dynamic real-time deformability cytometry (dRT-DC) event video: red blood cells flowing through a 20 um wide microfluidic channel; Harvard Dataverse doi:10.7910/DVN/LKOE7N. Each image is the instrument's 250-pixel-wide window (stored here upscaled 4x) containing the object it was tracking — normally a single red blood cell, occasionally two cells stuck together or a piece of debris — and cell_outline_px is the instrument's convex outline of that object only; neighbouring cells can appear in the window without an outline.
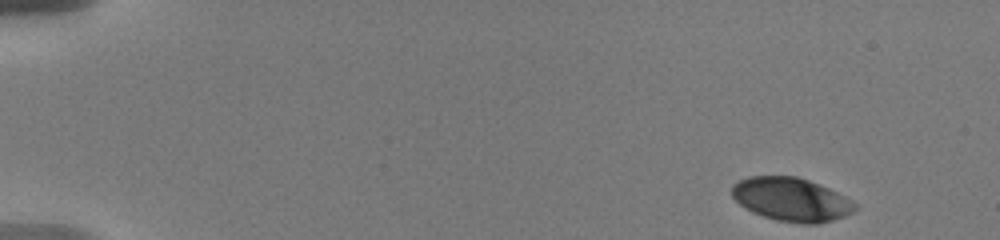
{"species": "human", "species_latin": "Homo sapiens", "temperature_condition": "warm", "stored_images_in_passage": 18, "camera_frame_rate_fps": 3000, "um_per_image_px": 0.085, "donor": {"sex": "male"}, "frame": {"image": 1, "passage_image": 1, "time_ms": 0.0, "image_size_px": [1000, 240], "cell_outline_px": [[860, 208], [844, 216], [832, 220], [816, 224], [804, 224], [776, 220], [752, 212], [740, 204], [732, 196], [732, 184], [748, 176], [796, 176], [820, 184], [860, 204]], "centroid_in_image_um": [67.29, 16.95], "position_along_channel_um": 17.7, "area_um2": 31.33}}
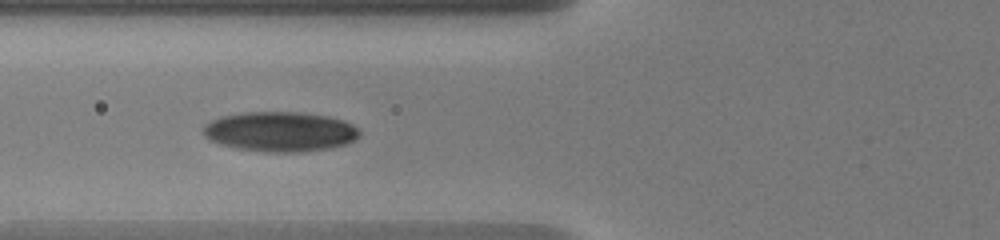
{"frame": {"image": 2, "passage_image": 13, "time_ms": 6.0, "image_size_px": [1000, 240], "cell_outline_px": [[360, 136], [344, 144], [332, 148], [300, 152], [272, 152], [240, 148], [224, 144], [212, 140], [204, 132], [204, 124], [220, 116], [244, 112], [300, 112], [328, 116], [344, 120], [352, 124], [360, 132]], "centroid_in_image_um": [23.86, 11.17], "position_along_channel_um": 101.9, "area_um2": 35.89}}
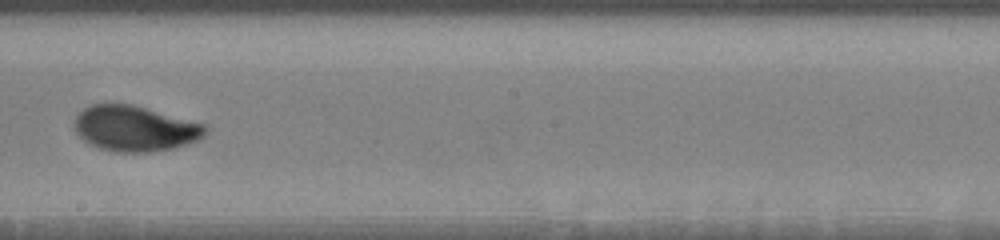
{"frame": {"image": 3, "passage_image": 16, "time_ms": 9.667, "image_size_px": [1000, 240], "cell_outline_px": [[208, 132], [204, 136], [196, 140], [172, 148], [152, 152], [116, 152], [100, 148], [88, 144], [76, 132], [72, 124], [72, 120], [84, 108], [92, 104], [132, 104], [204, 124], [208, 128]], "centroid_in_image_um": [11.43, 10.92], "position_along_channel_um": 236.8, "area_um2": 34.68}}